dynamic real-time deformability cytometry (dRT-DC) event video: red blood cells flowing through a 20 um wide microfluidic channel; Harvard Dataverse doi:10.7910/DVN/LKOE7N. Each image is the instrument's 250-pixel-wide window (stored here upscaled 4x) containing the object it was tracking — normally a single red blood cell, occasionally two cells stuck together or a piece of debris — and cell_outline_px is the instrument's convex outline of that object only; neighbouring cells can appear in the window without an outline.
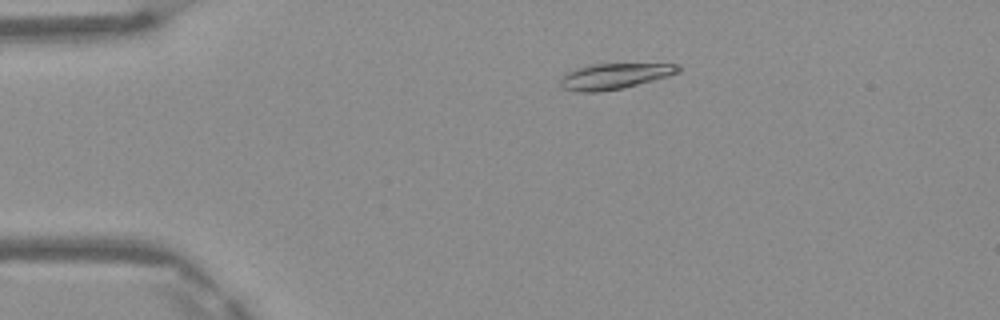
{"species": "Egyptian fruit bat (a non-hibernating species)", "species_latin": "Rousettus aegyptiacus", "temperature_condition": "warm", "stored_images_in_passage": 5, "camera_frame_rate_fps": 3000, "um_per_image_px": 0.085, "frame": {"image": 1, "passage_image": 3, "time_ms": 0.667, "image_size_px": [1000, 320], "cell_outline_px": [[680, 72], [668, 76], [624, 88], [596, 92], [580, 92], [564, 88], [560, 84], [560, 80], [568, 72], [576, 68], [588, 64], [676, 64], [680, 68]], "centroid_in_image_um": [52.22, 6.47], "position_along_channel_um": 32.8, "area_um2": 17.46}}
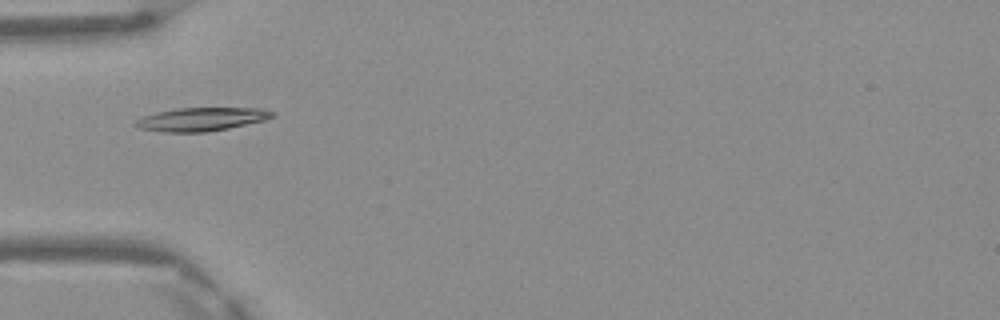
{"frame": {"image": 2, "passage_image": 4, "time_ms": 1.0, "image_size_px": [1000, 320], "cell_outline_px": [[276, 116], [264, 120], [228, 128], [204, 132], [164, 132], [140, 128], [132, 124], [136, 120], [144, 116], [156, 112], [176, 108], [260, 108], [276, 112]], "centroid_in_image_um": [17.13, 10.13], "position_along_channel_um": 67.9, "area_um2": 18.61}}
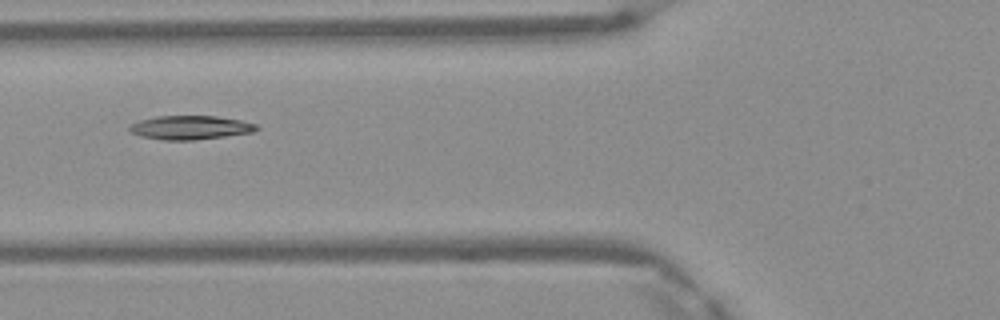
{"frame": {"image": 3, "passage_image": 5, "time_ms": 1.333, "image_size_px": [1000, 320], "cell_outline_px": [[260, 128], [252, 132], [224, 136], [192, 140], [160, 140], [140, 136], [132, 132], [128, 128], [128, 124], [140, 120], [156, 116], [216, 116], [240, 120], [256, 124]], "centroid_in_image_um": [16.13, 10.84], "position_along_channel_um": 109.7, "area_um2": 17.63}}